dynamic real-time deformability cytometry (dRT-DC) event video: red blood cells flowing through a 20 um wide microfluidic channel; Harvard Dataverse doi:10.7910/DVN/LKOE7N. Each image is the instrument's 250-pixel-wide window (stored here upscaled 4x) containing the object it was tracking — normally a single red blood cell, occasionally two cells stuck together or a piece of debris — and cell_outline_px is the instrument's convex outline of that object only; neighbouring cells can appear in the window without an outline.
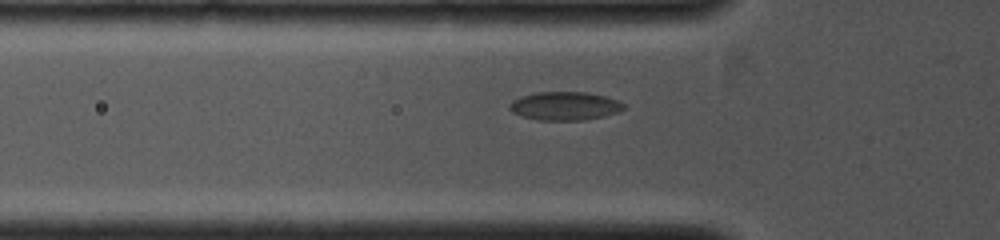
{"species": "common noctule bat (a hibernating species)", "species_latin": "Nyctalus noctula", "temperature_condition": "cold", "stored_images_in_passage": 8, "camera_frame_rate_fps": 4000, "um_per_image_px": 0.085, "animal": {"sex": "female", "body_mass_g": 19.0, "forearm_length_mm": 53.3}, "frame": {"image": 1, "passage_image": 4, "time_ms": 0.75, "image_size_px": [1000, 240], "cell_outline_px": [[628, 108], [620, 112], [604, 116], [584, 120], [536, 120], [520, 116], [512, 112], [508, 108], [508, 104], [512, 100], [520, 96], [536, 92], [588, 92], [604, 96], [616, 100], [624, 104]], "centroid_in_image_um": [47.99, 9.01], "position_along_channel_um": 77.8, "area_um2": 19.25}}
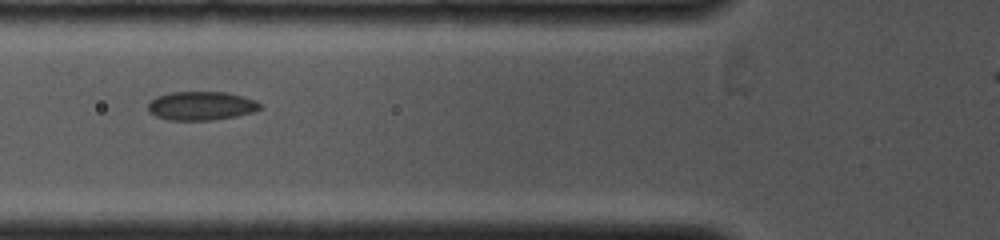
{"frame": {"image": 2, "passage_image": 6, "time_ms": 1.25, "image_size_px": [1000, 240], "cell_outline_px": [[264, 108], [252, 112], [236, 116], [212, 120], [168, 120], [156, 116], [148, 112], [148, 104], [156, 96], [168, 92], [224, 92], [256, 100]], "centroid_in_image_um": [17.08, 9.0], "position_along_channel_um": 108.7, "area_um2": 18.79}}